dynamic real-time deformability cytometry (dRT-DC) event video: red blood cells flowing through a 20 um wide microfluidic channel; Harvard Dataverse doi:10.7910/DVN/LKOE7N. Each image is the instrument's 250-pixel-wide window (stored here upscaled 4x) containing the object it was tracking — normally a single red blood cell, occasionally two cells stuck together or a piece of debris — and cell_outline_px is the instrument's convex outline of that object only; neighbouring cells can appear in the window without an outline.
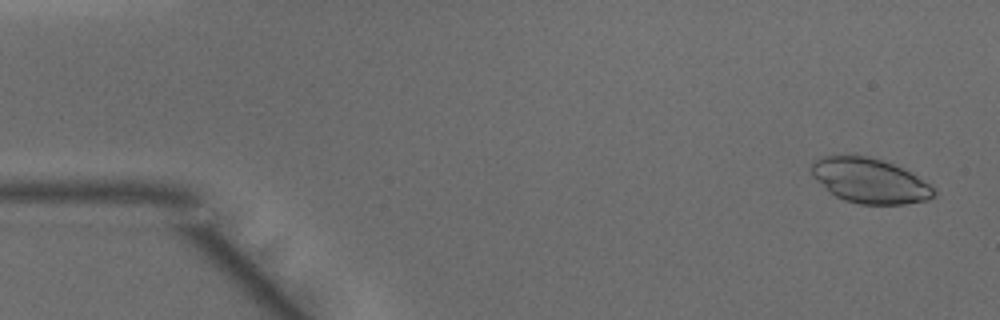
{"species": "common noctule bat (a hibernating species)", "species_latin": "Nyctalus noctula", "temperature_condition": "warm", "stored_images_in_passage": 48, "camera_frame_rate_fps": 3000, "um_per_image_px": 0.085, "animal": {"sex": "male", "body_mass_g": 15.6}, "frame": {"image": 1, "passage_image": 2, "time_ms": 0.333, "image_size_px": [1000, 320], "cell_outline_px": [[936, 196], [928, 200], [904, 204], [860, 204], [844, 200], [836, 196], [812, 176], [812, 160], [820, 156], [868, 156], [892, 164], [916, 176], [928, 184], [936, 192]], "centroid_in_image_um": [73.91, 15.37], "position_along_channel_um": 11.1, "area_um2": 31.44}}